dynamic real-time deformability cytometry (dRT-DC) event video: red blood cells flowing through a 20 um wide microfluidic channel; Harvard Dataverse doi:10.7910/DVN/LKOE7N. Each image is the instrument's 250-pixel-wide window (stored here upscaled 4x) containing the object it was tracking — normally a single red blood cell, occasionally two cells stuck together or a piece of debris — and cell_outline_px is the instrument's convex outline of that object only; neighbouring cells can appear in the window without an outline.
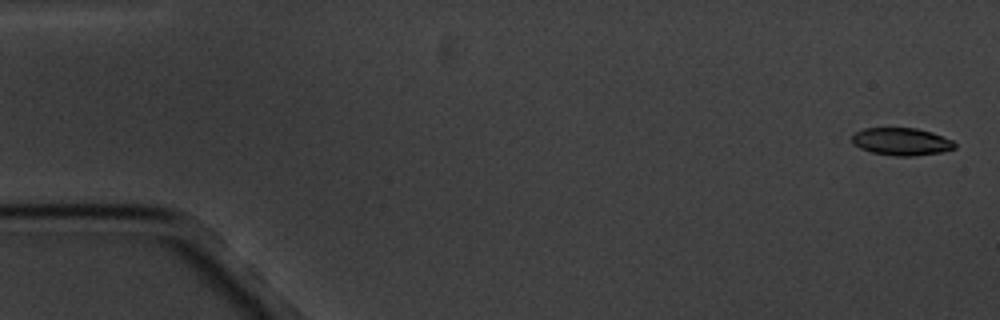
{"species": "common noctule bat (a hibernating species)", "species_latin": "Nyctalus noctula", "temperature_condition": "cold", "stored_images_in_passage": 5, "segment_of_instrument_passage": [1, 2], "camera_frame_rate_fps": 3000, "um_per_image_px": 0.085, "animal": {"sex": "male", "body_mass_g": 20.1, "forearm_length_mm": 53.5}, "frame": {"image": 1, "passage_image": 1, "time_ms": 0.0, "image_size_px": [1000, 320], "cell_outline_px": [[956, 148], [940, 152], [912, 156], [896, 156], [872, 152], [860, 148], [852, 140], [852, 136], [856, 132], [864, 128], [916, 128], [932, 132], [952, 140], [956, 144]], "centroid_in_image_um": [76.65, 12.03], "position_along_channel_um": 8.4, "area_um2": 16.3}}
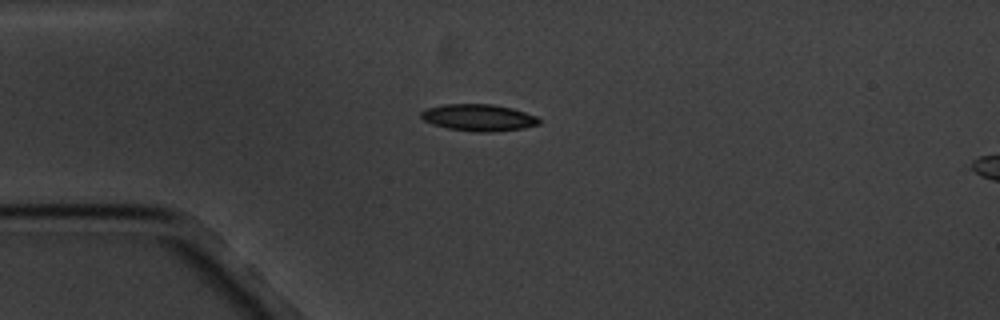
{"frame": {"image": 2, "passage_image": 4, "time_ms": 4.333, "image_size_px": [1000, 320], "cell_outline_px": [[540, 124], [524, 128], [492, 132], [476, 132], [448, 128], [432, 124], [424, 120], [420, 116], [420, 112], [428, 108], [444, 104], [492, 104], [512, 108], [536, 116], [540, 120]], "centroid_in_image_um": [40.68, 10.0], "position_along_channel_um": 44.3, "area_um2": 18.38}}